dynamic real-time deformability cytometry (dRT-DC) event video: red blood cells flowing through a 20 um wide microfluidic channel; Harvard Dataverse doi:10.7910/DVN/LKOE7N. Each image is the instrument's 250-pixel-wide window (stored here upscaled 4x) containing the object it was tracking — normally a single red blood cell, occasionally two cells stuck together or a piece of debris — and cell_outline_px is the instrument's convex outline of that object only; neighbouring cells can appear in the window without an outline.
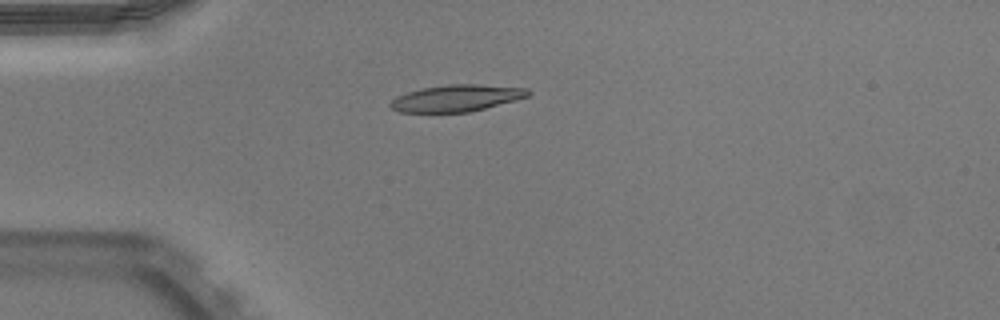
{"species": "Egyptian fruit bat (a non-hibernating species)", "species_latin": "Rousettus aegyptiacus", "temperature_condition": "warm", "stored_images_in_passage": 38, "camera_frame_rate_fps": 3000, "um_per_image_px": 0.085, "animal": {"sex": "male"}, "frame": {"image": 1, "passage_image": 1, "time_ms": 0.0, "image_size_px": [1000, 320], "cell_outline_px": [[532, 92], [528, 96], [516, 100], [472, 112], [400, 112], [392, 108], [388, 104], [396, 96], [420, 88], [448, 84], [480, 84], [528, 88]], "centroid_in_image_um": [38.83, 8.33], "position_along_channel_um": 46.2, "area_um2": 21.62}}
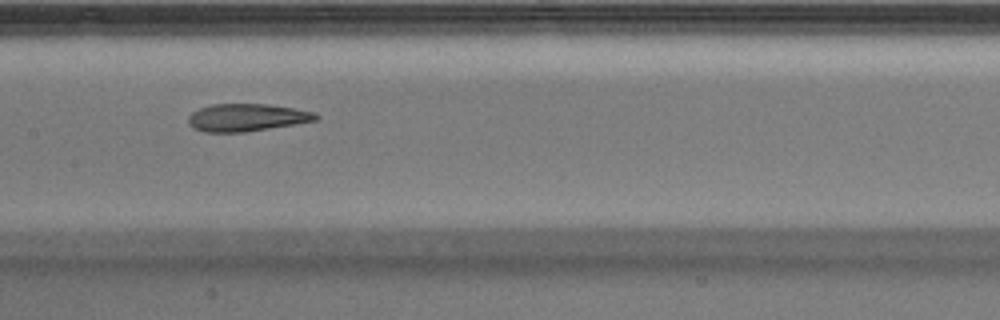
{"frame": {"image": 2, "passage_image": 13, "time_ms": 4.0, "image_size_px": [1000, 320], "cell_outline_px": [[320, 116], [316, 120], [296, 124], [244, 132], [204, 132], [192, 128], [188, 124], [188, 116], [192, 112], [200, 108], [212, 104], [268, 104], [292, 108], [312, 112]], "centroid_in_image_um": [20.93, 9.99], "position_along_channel_um": 186.5, "area_um2": 20.4}}
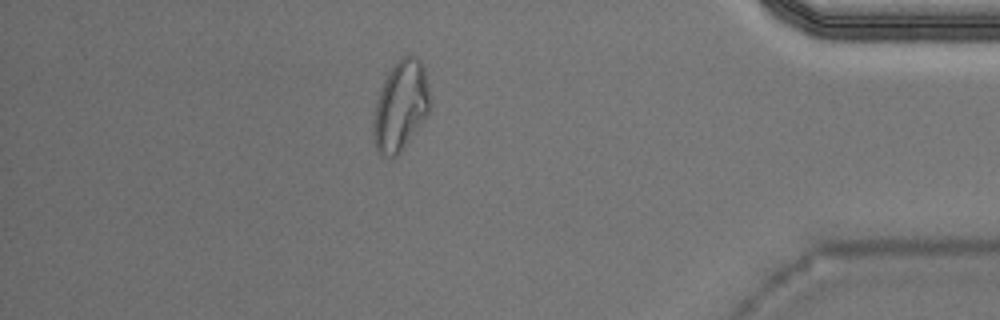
{"frame": {"image": 3, "passage_image": 32, "time_ms": 10.333, "image_size_px": [1000, 320], "cell_outline_px": [[428, 112], [400, 152], [396, 156], [380, 156], [376, 152], [372, 140], [372, 124], [376, 104], [384, 80], [388, 72], [400, 56], [416, 56], [420, 60], [424, 68], [428, 88]], "centroid_in_image_um": [34.0, 9.02], "position_along_channel_um": 401.2, "area_um2": 29.25}, "authors_computed_cell_mechanics": {"area_um2": 21.9351, "velocity_mm_per_s": 3.9567, "shape_relaxation_time_tau1_ms": null, "shape_relaxation_time_tau2_ms": 2.5152, "deformation_change_tau1": null, "deformation_change_tau2": 0.1016}}